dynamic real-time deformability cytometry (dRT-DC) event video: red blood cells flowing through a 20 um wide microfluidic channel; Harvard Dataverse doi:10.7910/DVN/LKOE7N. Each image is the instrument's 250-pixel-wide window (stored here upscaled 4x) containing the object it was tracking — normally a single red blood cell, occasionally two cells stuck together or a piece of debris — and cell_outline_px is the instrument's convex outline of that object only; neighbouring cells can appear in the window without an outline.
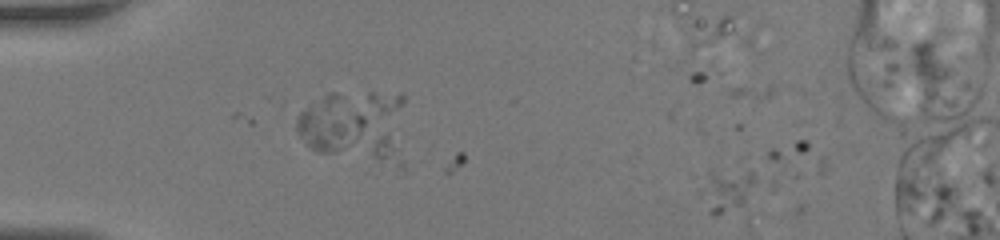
{"species": "human", "species_latin": "Homo sapiens", "temperature_condition": "room temperature", "stored_images_in_passage": 15, "camera_frame_rate_fps": 3000, "um_per_image_px": 0.085, "donor": {"sex": "female"}, "frame": {"image": 1, "passage_image": 12, "time_ms": 3.667, "image_size_px": [1000, 240], "cell_outline_px": [[776, 188], [772, 192], [740, 208], [716, 216], [712, 216], [708, 212], [696, 192], [700, 176], [708, 168], [744, 168], [772, 180], [776, 184]], "centroid_in_image_um": [62.17, 16.06], "position_along_channel_um": 22.8, "area_um2": 19.02}}